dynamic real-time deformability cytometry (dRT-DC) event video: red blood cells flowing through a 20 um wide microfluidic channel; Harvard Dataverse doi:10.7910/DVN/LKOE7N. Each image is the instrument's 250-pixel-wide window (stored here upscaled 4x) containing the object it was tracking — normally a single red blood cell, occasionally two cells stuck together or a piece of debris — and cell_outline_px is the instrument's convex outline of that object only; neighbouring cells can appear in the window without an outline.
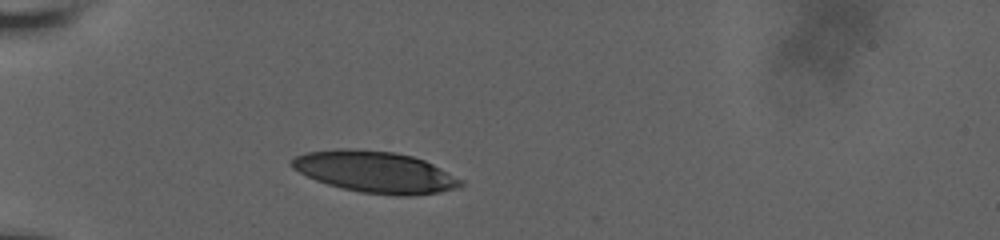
{"species": "human", "species_latin": "Homo sapiens", "temperature_condition": "room temperature", "stored_images_in_passage": 27, "camera_frame_rate_fps": 3000, "um_per_image_px": 0.085, "donor": {"sex": "male"}, "frame": {"image": 1, "passage_image": 1, "time_ms": 0.0, "image_size_px": [1000, 240], "cell_outline_px": [[464, 184], [460, 188], [440, 192], [408, 196], [396, 196], [360, 192], [328, 184], [316, 180], [292, 168], [288, 164], [296, 156], [304, 152], [340, 148], [348, 148], [396, 152], [412, 156], [424, 160], [464, 180]], "centroid_in_image_um": [31.91, 14.61], "position_along_channel_um": 53.1, "area_um2": 40.98}}
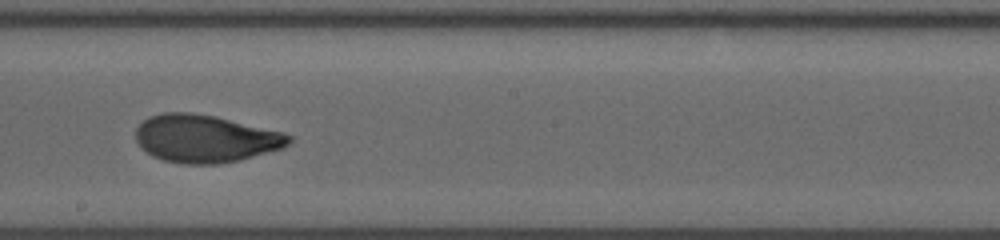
{"frame": {"image": 2, "passage_image": 15, "time_ms": 5.333, "image_size_px": [1000, 240], "cell_outline_px": [[292, 140], [284, 148], [240, 160], [216, 164], [184, 164], [164, 160], [152, 156], [136, 140], [136, 128], [144, 120], [152, 116], [164, 112], [192, 112], [216, 116], [284, 132], [292, 136]], "centroid_in_image_um": [17.49, 11.78], "position_along_channel_um": 230.7, "area_um2": 42.54}}
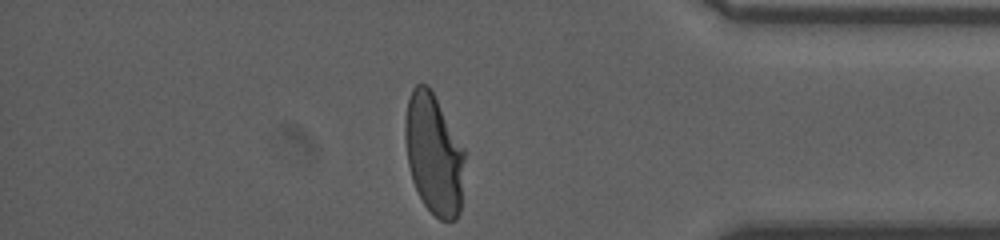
{"frame": {"image": 3, "passage_image": 27, "time_ms": 10.333, "image_size_px": [1000, 240], "cell_outline_px": [[464, 160], [460, 212], [456, 220], [440, 220], [424, 204], [412, 180], [408, 164], [404, 136], [404, 120], [408, 100], [412, 88], [416, 84], [428, 84], [464, 148]], "centroid_in_image_um": [36.86, 13.09], "position_along_channel_um": 398.3, "area_um2": 41.67}, "authors_computed_cell_mechanics": {"area_um2": 42.3096, "velocity_mm_per_s": 3.7678, "shape_relaxation_time_tau1_ms": 4.085, "shape_relaxation_time_tau2_ms": null, "deformation_change_tau1": 0.1949, "deformation_change_tau2": null}}